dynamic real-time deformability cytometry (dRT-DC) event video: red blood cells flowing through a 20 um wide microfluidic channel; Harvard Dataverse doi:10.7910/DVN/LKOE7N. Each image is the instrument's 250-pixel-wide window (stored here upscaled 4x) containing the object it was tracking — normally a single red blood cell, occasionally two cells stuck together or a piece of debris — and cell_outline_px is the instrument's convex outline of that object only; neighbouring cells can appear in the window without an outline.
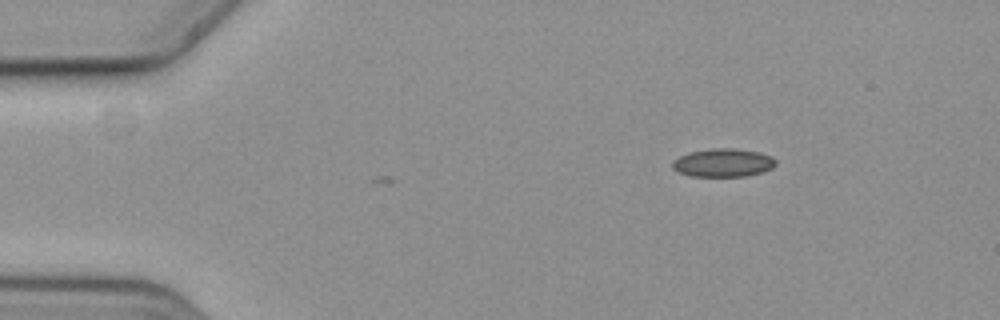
{"species": "common noctule bat (a hibernating species)", "species_latin": "Nyctalus noctula", "temperature_condition": "cold", "stored_images_in_passage": 44, "camera_frame_rate_fps": 3000, "um_per_image_px": 0.085, "animal": {"sex": "female", "body_mass_g": 19.3, "forearm_length_mm": 54.1}, "frame": {"image": 1, "passage_image": 1, "time_ms": 0.0, "image_size_px": [1000, 320], "cell_outline_px": [[776, 164], [772, 168], [760, 172], [744, 176], [688, 176], [672, 168], [672, 160], [688, 152], [712, 148], [732, 148], [760, 152], [772, 156], [776, 160]], "centroid_in_image_um": [61.45, 13.82], "position_along_channel_um": 23.5, "area_um2": 17.05}}
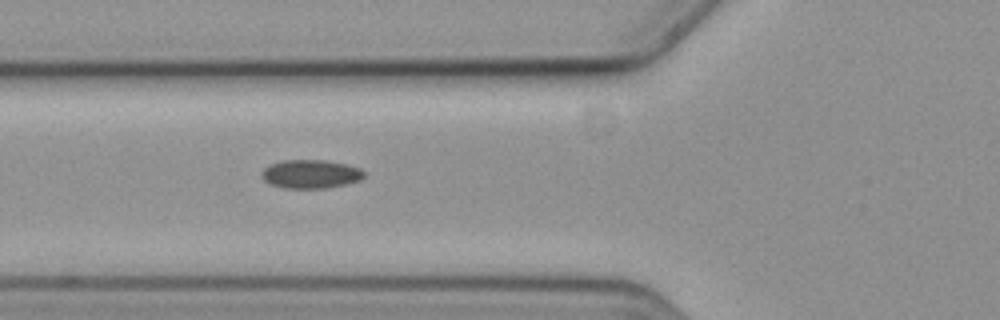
{"frame": {"image": 2, "passage_image": 14, "time_ms": 4.333, "image_size_px": [1000, 320], "cell_outline_px": [[364, 176], [360, 180], [348, 184], [324, 188], [284, 188], [268, 184], [260, 176], [260, 172], [268, 164], [284, 160], [324, 160], [344, 164], [360, 168], [364, 172]], "centroid_in_image_um": [26.35, 14.8], "position_along_channel_um": 99.4, "area_um2": 17.22}}
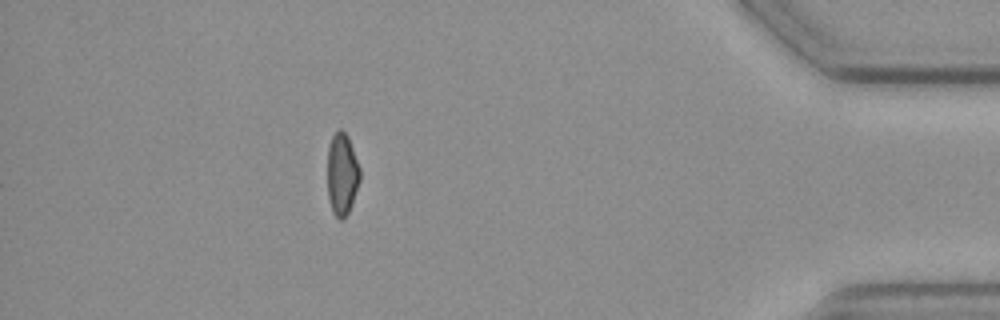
{"frame": {"image": 3, "passage_image": 44, "time_ms": 14.333, "image_size_px": [1000, 320], "cell_outline_px": [[360, 180], [352, 204], [344, 220], [340, 220], [332, 212], [328, 196], [328, 144], [332, 136], [340, 128], [348, 136], [360, 168]], "centroid_in_image_um": [29.07, 14.81], "position_along_channel_um": 406.1, "area_um2": 15.61}}